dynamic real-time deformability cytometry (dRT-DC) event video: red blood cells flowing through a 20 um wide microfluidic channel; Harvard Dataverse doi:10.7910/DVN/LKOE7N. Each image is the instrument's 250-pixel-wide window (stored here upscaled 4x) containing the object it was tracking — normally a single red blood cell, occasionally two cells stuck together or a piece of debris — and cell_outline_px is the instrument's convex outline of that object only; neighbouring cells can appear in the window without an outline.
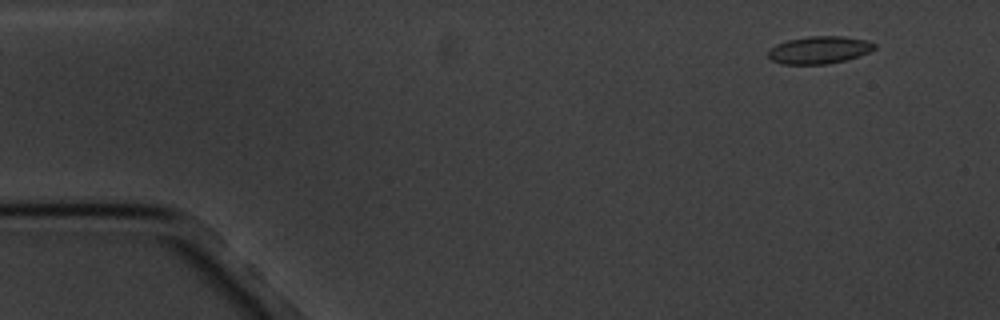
{"species": "common noctule bat (a hibernating species)", "species_latin": "Nyctalus noctula", "temperature_condition": "cold", "stored_images_in_passage": 5, "camera_frame_rate_fps": 3000, "um_per_image_px": 0.085, "animal": {"sex": "male", "body_mass_g": 20.1, "forearm_length_mm": 53.5}, "frame": {"image": 1, "passage_image": 1, "time_ms": 0.0, "image_size_px": [1000, 320], "cell_outline_px": [[876, 48], [868, 52], [844, 60], [828, 64], [780, 64], [772, 60], [768, 56], [768, 52], [776, 44], [788, 40], [808, 36], [844, 36], [868, 40], [876, 44]], "centroid_in_image_um": [69.64, 4.24], "position_along_channel_um": 15.4, "area_um2": 16.94}}
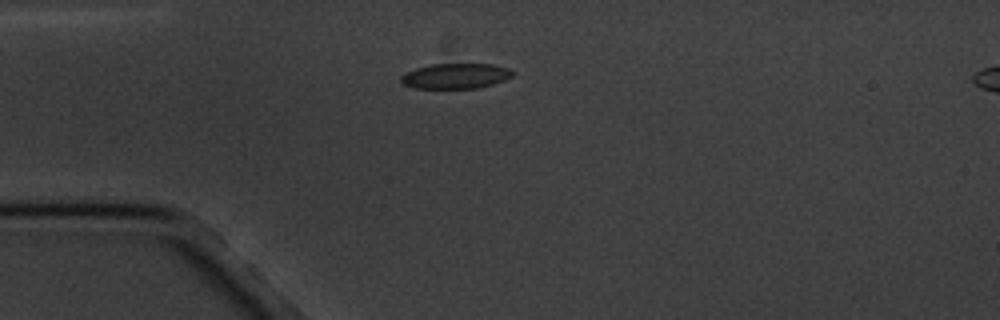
{"frame": {"image": 2, "passage_image": 3, "time_ms": 3.333, "image_size_px": [1000, 320], "cell_outline_px": [[512, 76], [504, 80], [492, 84], [476, 88], [416, 88], [404, 84], [400, 80], [400, 76], [404, 72], [416, 68], [432, 64], [492, 64], [508, 68], [512, 72]], "centroid_in_image_um": [38.69, 6.45], "position_along_channel_um": 46.3, "area_um2": 16.3}}
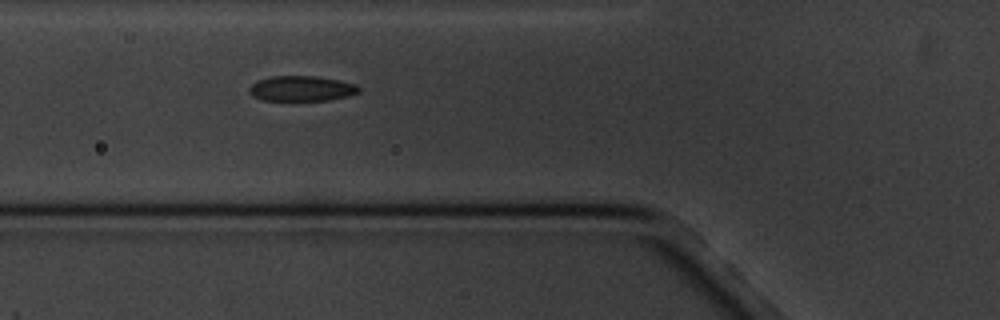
{"frame": {"image": 3, "passage_image": 5, "time_ms": 5.333, "image_size_px": [1000, 320], "cell_outline_px": [[360, 92], [348, 96], [328, 100], [260, 100], [252, 96], [248, 92], [248, 88], [252, 84], [260, 80], [272, 76], [316, 76], [340, 80], [356, 84], [360, 88]], "centroid_in_image_um": [25.63, 7.52], "position_along_channel_um": 100.2, "area_um2": 16.18}}